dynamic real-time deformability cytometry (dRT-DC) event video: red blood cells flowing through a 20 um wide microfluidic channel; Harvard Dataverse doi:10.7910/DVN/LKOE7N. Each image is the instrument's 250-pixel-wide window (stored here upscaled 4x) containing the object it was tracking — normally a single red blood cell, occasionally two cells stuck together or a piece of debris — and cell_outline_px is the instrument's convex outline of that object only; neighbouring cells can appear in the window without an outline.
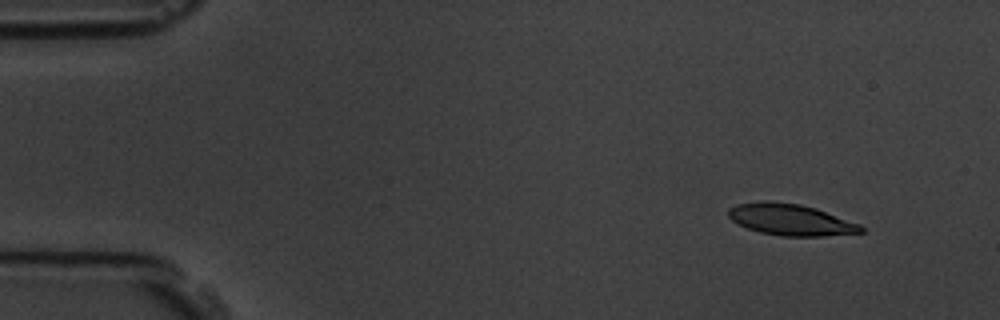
{"species": "common noctule bat (a hibernating species)", "species_latin": "Nyctalus noctula", "temperature_condition": "room temperature", "stored_images_in_passage": 4, "segment_of_instrument_passage": [1, 2], "camera_frame_rate_fps": 3000, "um_per_image_px": 0.085, "animal": {"sex": "male", "body_mass_g": 19.5, "forearm_length_mm": 54.6}, "frame": {"image": 1, "passage_image": 1, "time_ms": 0.0, "image_size_px": [1000, 320], "cell_outline_px": [[864, 232], [824, 236], [780, 236], [760, 232], [736, 224], [728, 216], [728, 208], [736, 204], [764, 200], [800, 204], [816, 208], [860, 224], [864, 228]], "centroid_in_image_um": [67.18, 18.67], "position_along_channel_um": 17.8, "area_um2": 24.39}}